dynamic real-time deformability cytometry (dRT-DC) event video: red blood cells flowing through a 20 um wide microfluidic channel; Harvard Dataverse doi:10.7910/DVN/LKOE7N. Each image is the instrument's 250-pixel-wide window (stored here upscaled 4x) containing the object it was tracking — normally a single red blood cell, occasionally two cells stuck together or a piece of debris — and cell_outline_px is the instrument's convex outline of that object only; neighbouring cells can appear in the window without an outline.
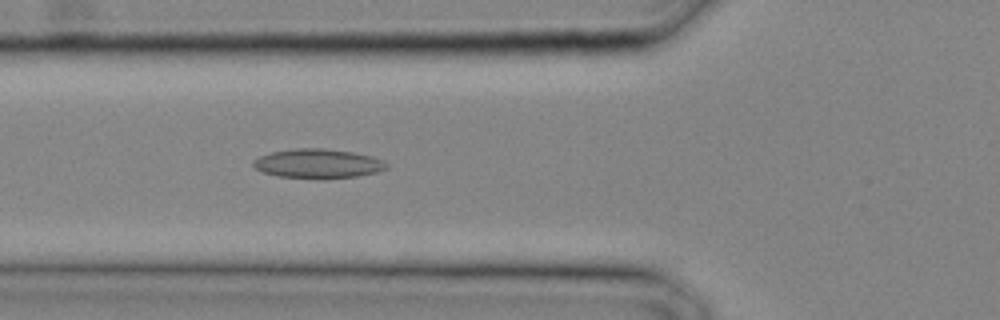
{"species": "common noctule bat (a hibernating species)", "species_latin": "Nyctalus noctula", "temperature_condition": "cold", "stored_images_in_passage": 10, "camera_frame_rate_fps": 3000, "um_per_image_px": 0.085, "animal": {"sex": "male", "body_mass_g": 20.4}, "frame": {"image": 1, "passage_image": 10, "time_ms": 3.0, "image_size_px": [1000, 320], "cell_outline_px": [[388, 168], [376, 172], [356, 176], [324, 180], [276, 176], [264, 172], [256, 168], [252, 164], [252, 160], [260, 156], [272, 152], [296, 148], [324, 148], [352, 152], [372, 156], [384, 160], [388, 164]], "centroid_in_image_um": [27.04, 13.92], "position_along_channel_um": 98.8, "area_um2": 23.06}}